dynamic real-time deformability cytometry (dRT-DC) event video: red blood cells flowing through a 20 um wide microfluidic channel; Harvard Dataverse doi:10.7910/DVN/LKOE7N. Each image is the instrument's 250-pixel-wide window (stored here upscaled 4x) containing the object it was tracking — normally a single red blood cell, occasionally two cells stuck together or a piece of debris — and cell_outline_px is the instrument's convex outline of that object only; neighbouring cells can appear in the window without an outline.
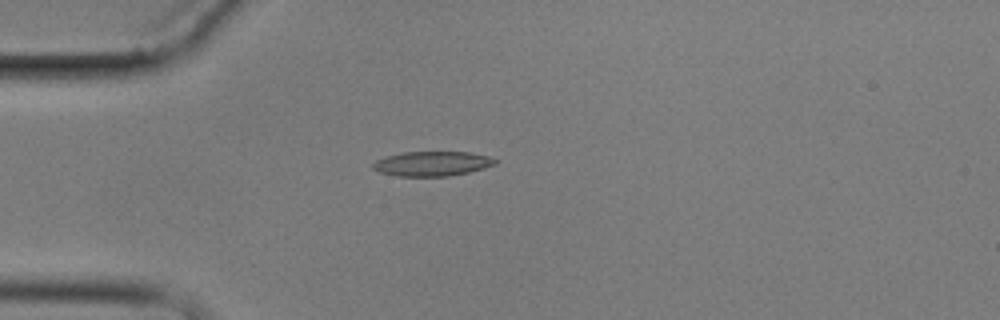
{"species": "common noctule bat (a hibernating species)", "species_latin": "Nyctalus noctula", "temperature_condition": "cold", "stored_images_in_passage": 4, "camera_frame_rate_fps": 3000, "um_per_image_px": 0.085, "animal": {"sex": "male", "body_mass_g": 17.9}, "frame": {"image": 1, "passage_image": 4, "time_ms": 4.333, "image_size_px": [1000, 320], "cell_outline_px": [[500, 160], [496, 164], [484, 168], [468, 172], [448, 176], [396, 176], [380, 172], [372, 168], [372, 164], [376, 160], [384, 156], [404, 152], [468, 152], [488, 156]], "centroid_in_image_um": [36.73, 13.91], "position_along_channel_um": 48.3, "area_um2": 17.63}}